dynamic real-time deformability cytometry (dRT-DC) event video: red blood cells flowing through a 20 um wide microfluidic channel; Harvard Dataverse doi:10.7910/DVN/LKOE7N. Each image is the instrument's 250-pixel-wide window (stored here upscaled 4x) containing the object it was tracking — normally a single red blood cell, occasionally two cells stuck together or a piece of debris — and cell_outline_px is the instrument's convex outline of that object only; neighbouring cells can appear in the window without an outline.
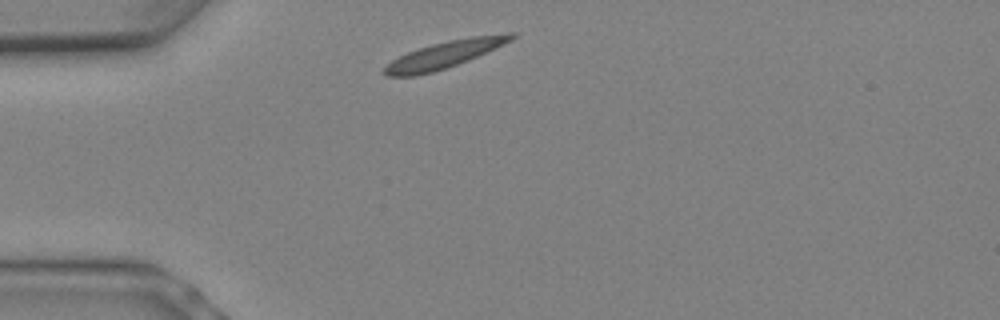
{"species": "Egyptian fruit bat (a non-hibernating species)", "species_latin": "Rousettus aegyptiacus", "temperature_condition": "warm", "stored_images_in_passage": 6, "camera_frame_rate_fps": 3000, "um_per_image_px": 0.085, "animal": {"sex": "female"}, "frame": {"image": 1, "passage_image": 1, "time_ms": 0.0, "image_size_px": [1000, 320], "cell_outline_px": [[516, 36], [512, 40], [476, 56], [456, 64], [432, 72], [412, 76], [388, 76], [380, 72], [392, 60], [408, 52], [432, 44], [448, 40], [472, 36], [508, 32], [516, 32]], "centroid_in_image_um": [37.78, 4.62], "position_along_channel_um": 47.2, "area_um2": 19.54}}
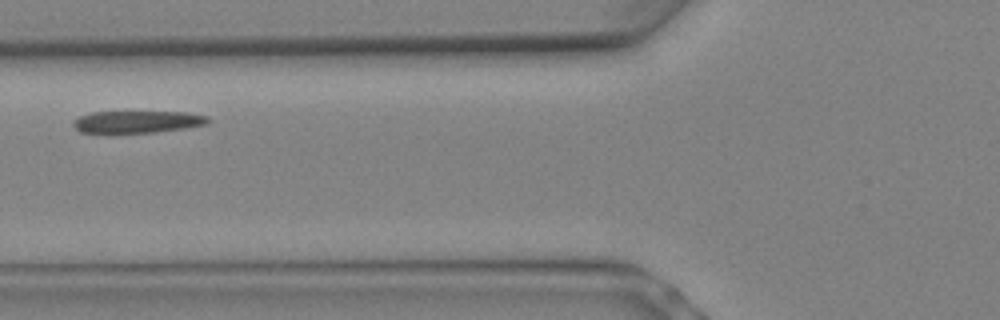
{"frame": {"image": 2, "passage_image": 4, "time_ms": 1.0, "image_size_px": [1000, 320], "cell_outline_px": [[212, 120], [208, 124], [184, 128], [156, 132], [112, 136], [104, 136], [80, 132], [72, 124], [80, 116], [92, 112], [188, 112], [208, 116]], "centroid_in_image_um": [11.62, 10.41], "position_along_channel_um": 114.2, "area_um2": 18.38}}